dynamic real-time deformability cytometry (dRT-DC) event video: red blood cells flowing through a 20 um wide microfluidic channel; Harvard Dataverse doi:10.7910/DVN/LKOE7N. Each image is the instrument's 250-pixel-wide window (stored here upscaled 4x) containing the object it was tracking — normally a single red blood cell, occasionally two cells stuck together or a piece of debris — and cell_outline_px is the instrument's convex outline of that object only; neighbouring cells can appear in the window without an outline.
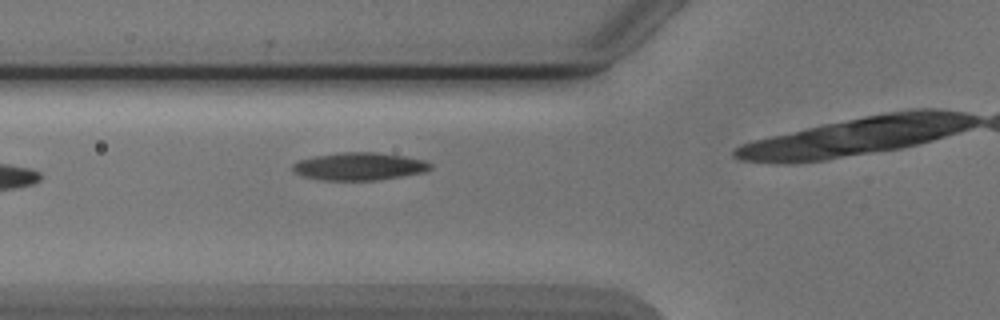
{"species": "Egyptian fruit bat (a non-hibernating species)", "species_latin": "Rousettus aegyptiacus", "temperature_condition": "cold", "stored_images_in_passage": 5, "camera_frame_rate_fps": 3000, "um_per_image_px": 0.085, "animal": {"sex": "male"}, "frame": {"image": 1, "passage_image": 4, "time_ms": 4.0, "image_size_px": [1000, 320], "cell_outline_px": [[432, 168], [424, 172], [376, 180], [324, 180], [304, 176], [296, 172], [292, 168], [292, 164], [296, 160], [312, 156], [340, 152], [376, 152], [404, 156], [424, 160], [432, 164]], "centroid_in_image_um": [30.52, 14.13], "position_along_channel_um": 95.3, "area_um2": 22.2}}